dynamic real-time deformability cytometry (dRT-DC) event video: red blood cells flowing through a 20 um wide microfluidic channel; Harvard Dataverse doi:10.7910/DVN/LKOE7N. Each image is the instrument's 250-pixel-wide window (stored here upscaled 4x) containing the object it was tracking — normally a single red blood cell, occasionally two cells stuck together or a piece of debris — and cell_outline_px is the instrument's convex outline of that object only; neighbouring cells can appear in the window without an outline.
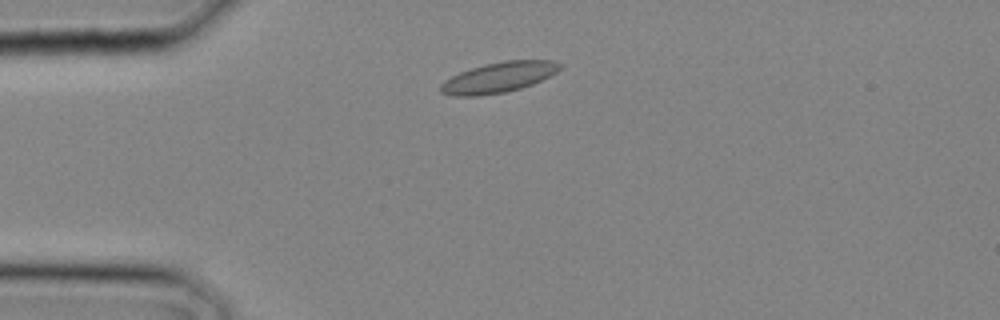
{"species": "common noctule bat (a hibernating species)", "species_latin": "Nyctalus noctula", "temperature_condition": "cold", "stored_images_in_passage": 19, "camera_frame_rate_fps": 3000, "um_per_image_px": 0.085, "animal": {"sex": "male", "body_mass_g": 20.4}, "frame": {"image": 1, "passage_image": 1, "time_ms": 0.0, "image_size_px": [1000, 320], "cell_outline_px": [[564, 64], [556, 72], [532, 84], [520, 88], [504, 92], [480, 96], [452, 96], [440, 92], [440, 84], [444, 80], [460, 72], [484, 64], [504, 60], [556, 60]], "centroid_in_image_um": [42.38, 6.57], "position_along_channel_um": 42.6, "area_um2": 21.15}}
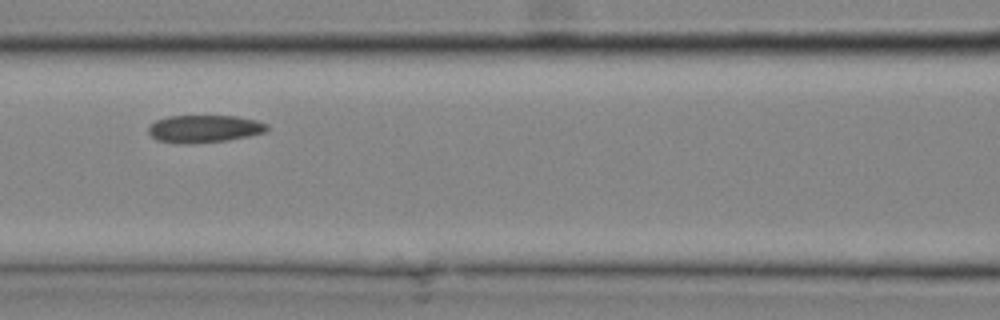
{"frame": {"image": 2, "passage_image": 7, "time_ms": 2.0, "image_size_px": [1000, 320], "cell_outline_px": [[268, 128], [264, 132], [248, 136], [228, 140], [192, 144], [176, 144], [156, 140], [148, 132], [148, 128], [156, 120], [168, 116], [236, 116], [256, 120], [268, 124]], "centroid_in_image_um": [17.34, 10.96], "position_along_channel_um": 149.3, "area_um2": 19.13}}
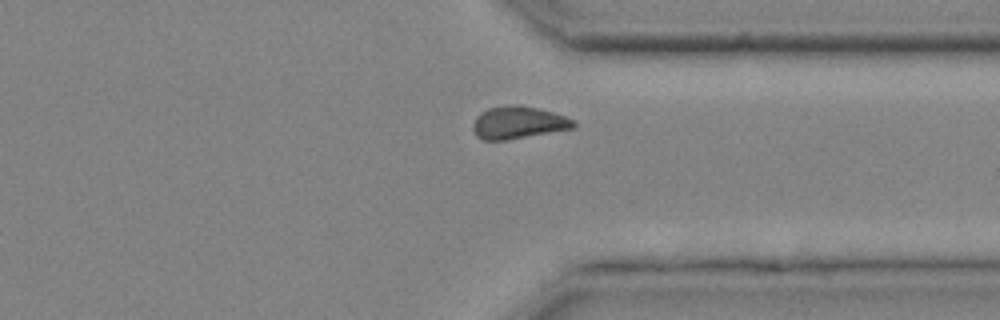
{"frame": {"image": 3, "passage_image": 17, "time_ms": 5.333, "image_size_px": [1000, 320], "cell_outline_px": [[576, 128], [508, 140], [480, 140], [476, 136], [472, 128], [476, 116], [480, 112], [488, 108], [508, 104], [520, 104], [552, 112], [576, 120]], "centroid_in_image_um": [44.05, 10.42], "position_along_channel_um": 367.4, "area_um2": 19.36}}